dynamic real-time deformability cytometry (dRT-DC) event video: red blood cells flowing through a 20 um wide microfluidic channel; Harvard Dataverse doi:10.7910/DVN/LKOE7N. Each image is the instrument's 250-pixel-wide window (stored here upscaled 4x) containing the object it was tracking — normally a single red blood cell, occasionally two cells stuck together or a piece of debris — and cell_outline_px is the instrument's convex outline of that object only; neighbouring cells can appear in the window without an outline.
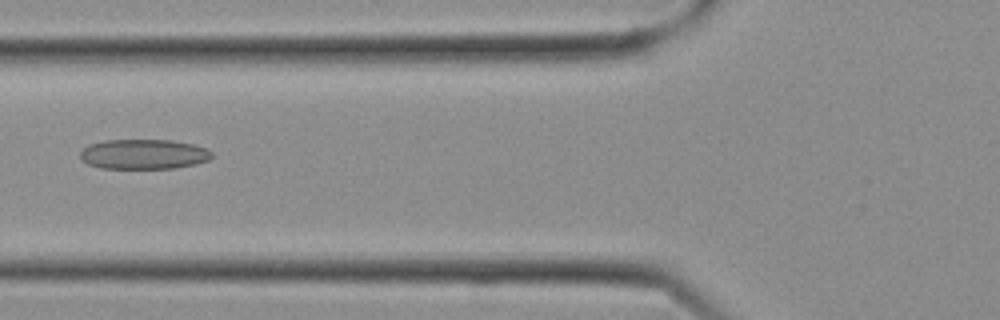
{"species": "Egyptian fruit bat (a non-hibernating species)", "species_latin": "Rousettus aegyptiacus", "temperature_condition": "cold", "stored_images_in_passage": 5, "camera_frame_rate_fps": 3000, "um_per_image_px": 0.085, "frame": {"image": 1, "passage_image": 4, "time_ms": 1.0, "image_size_px": [1000, 320], "cell_outline_px": [[212, 156], [208, 160], [196, 164], [172, 168], [100, 168], [88, 164], [80, 156], [80, 152], [88, 144], [104, 140], [172, 140], [192, 144], [204, 148], [212, 152]], "centroid_in_image_um": [12.19, 13.1], "position_along_channel_um": 113.6, "area_um2": 22.83}}